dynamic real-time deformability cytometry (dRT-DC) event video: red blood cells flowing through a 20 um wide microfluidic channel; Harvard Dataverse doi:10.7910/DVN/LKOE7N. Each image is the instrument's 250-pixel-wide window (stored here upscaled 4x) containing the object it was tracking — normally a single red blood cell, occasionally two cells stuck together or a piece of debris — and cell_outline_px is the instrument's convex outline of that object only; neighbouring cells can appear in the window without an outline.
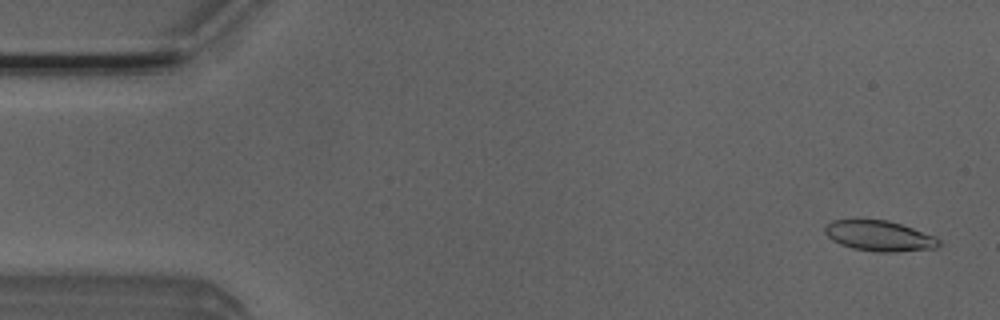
{"species": "Egyptian fruit bat (a non-hibernating species)", "species_latin": "Rousettus aegyptiacus", "temperature_condition": "room temperature", "stored_images_in_passage": 5, "segment_of_instrument_passage": [1, 2], "camera_frame_rate_fps": 3000, "um_per_image_px": 0.085, "animal": {"sex": "male"}, "frame": {"image": 1, "passage_image": 1, "time_ms": 0.0, "image_size_px": [1000, 320], "cell_outline_px": [[940, 244], [936, 248], [896, 252], [876, 252], [852, 248], [840, 244], [832, 240], [824, 232], [824, 228], [832, 220], [888, 220], [936, 236], [940, 240]], "centroid_in_image_um": [74.75, 20.06], "position_along_channel_um": 10.2, "area_um2": 20.17}}